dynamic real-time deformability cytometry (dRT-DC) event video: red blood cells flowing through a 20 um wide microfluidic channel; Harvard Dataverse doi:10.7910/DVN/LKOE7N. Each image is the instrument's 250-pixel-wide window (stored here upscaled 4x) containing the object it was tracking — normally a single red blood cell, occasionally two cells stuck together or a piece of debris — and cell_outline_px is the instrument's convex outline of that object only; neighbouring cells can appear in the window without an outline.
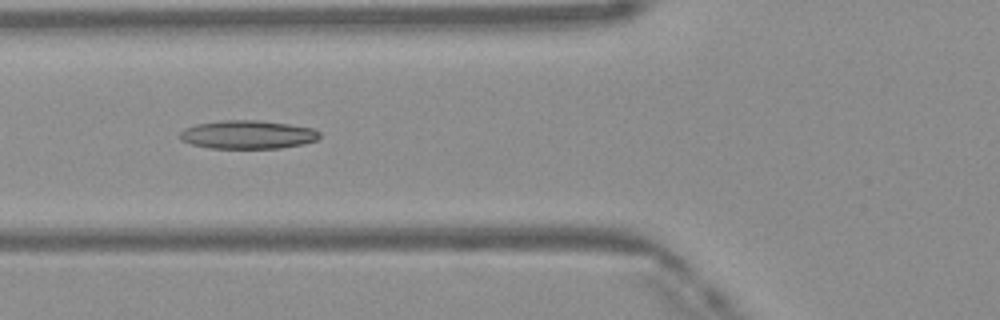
{"species": "Egyptian fruit bat (a non-hibernating species)", "species_latin": "Rousettus aegyptiacus", "temperature_condition": "warm", "stored_images_in_passage": 35, "camera_frame_rate_fps": 3000, "um_per_image_px": 0.085, "frame": {"image": 1, "passage_image": 5, "time_ms": 1.333, "image_size_px": [1000, 320], "cell_outline_px": [[320, 136], [316, 140], [304, 144], [280, 148], [208, 148], [192, 144], [184, 140], [180, 136], [180, 132], [184, 128], [196, 124], [224, 120], [256, 120], [288, 124], [312, 128], [320, 132]], "centroid_in_image_um": [21.07, 11.44], "position_along_channel_um": 104.7, "area_um2": 23.0}}
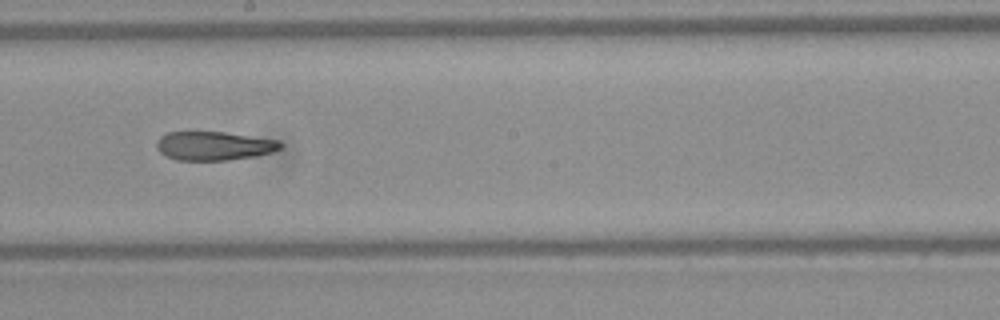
{"frame": {"image": 2, "passage_image": 14, "time_ms": 4.333, "image_size_px": [1000, 320], "cell_outline_px": [[284, 144], [280, 148], [272, 152], [256, 156], [228, 160], [176, 160], [164, 156], [156, 148], [156, 140], [160, 136], [168, 132], [224, 132], [280, 140]], "centroid_in_image_um": [18.17, 12.4], "position_along_channel_um": 230.0, "area_um2": 20.98}}
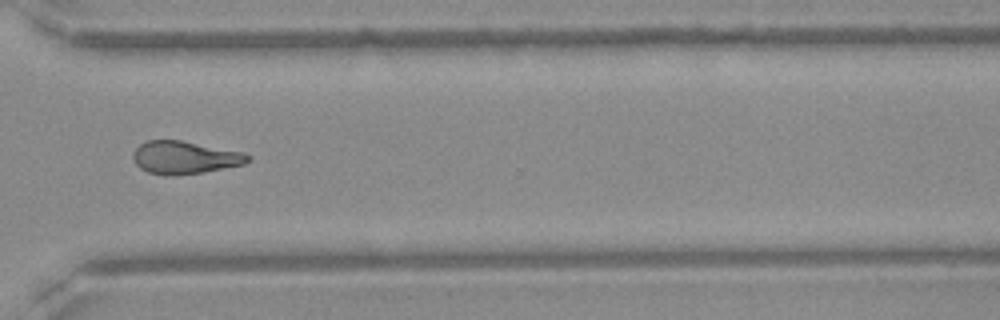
{"frame": {"image": 3, "passage_image": 23, "time_ms": 7.333, "image_size_px": [1000, 320], "cell_outline_px": [[252, 160], [244, 164], [204, 172], [172, 176], [164, 176], [148, 172], [140, 168], [136, 164], [132, 156], [136, 148], [140, 144], [148, 140], [180, 140], [244, 152], [252, 156]], "centroid_in_image_um": [15.72, 13.39], "position_along_channel_um": 354.9, "area_um2": 22.08}, "authors_computed_cell_mechanics": {"area_um2": 21.8484, "velocity_mm_per_s": 4.1667, "shape_relaxation_time_tau1_ms": null, "shape_relaxation_time_tau2_ms": 2.945, "deformation_change_tau1": null, "deformation_change_tau2": 0.122}}